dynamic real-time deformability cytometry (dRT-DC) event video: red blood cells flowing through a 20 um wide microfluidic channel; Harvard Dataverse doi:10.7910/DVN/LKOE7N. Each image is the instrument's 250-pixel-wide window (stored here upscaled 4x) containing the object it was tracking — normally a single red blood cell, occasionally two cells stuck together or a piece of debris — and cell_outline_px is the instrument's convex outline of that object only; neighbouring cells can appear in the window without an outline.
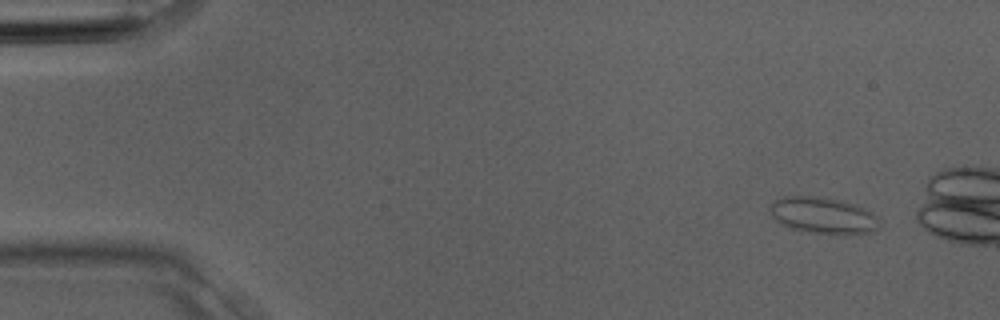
{"species": "Egyptian fruit bat (a non-hibernating species)", "species_latin": "Rousettus aegyptiacus", "temperature_condition": "room temperature", "stored_images_in_passage": 3, "camera_frame_rate_fps": 3000, "um_per_image_px": 0.085, "animal": {"sex": "male"}, "frame": {"image": 1, "passage_image": 3, "time_ms": 0.667, "image_size_px": [1000, 320], "cell_outline_px": [[880, 224], [872, 232], [844, 236], [808, 232], [788, 228], [776, 220], [772, 216], [772, 204], [776, 200], [784, 196], [816, 196], [840, 200], [856, 204], [872, 212], [880, 220]], "centroid_in_image_um": [70.02, 18.34], "position_along_channel_um": 15.0, "area_um2": 23.52}}